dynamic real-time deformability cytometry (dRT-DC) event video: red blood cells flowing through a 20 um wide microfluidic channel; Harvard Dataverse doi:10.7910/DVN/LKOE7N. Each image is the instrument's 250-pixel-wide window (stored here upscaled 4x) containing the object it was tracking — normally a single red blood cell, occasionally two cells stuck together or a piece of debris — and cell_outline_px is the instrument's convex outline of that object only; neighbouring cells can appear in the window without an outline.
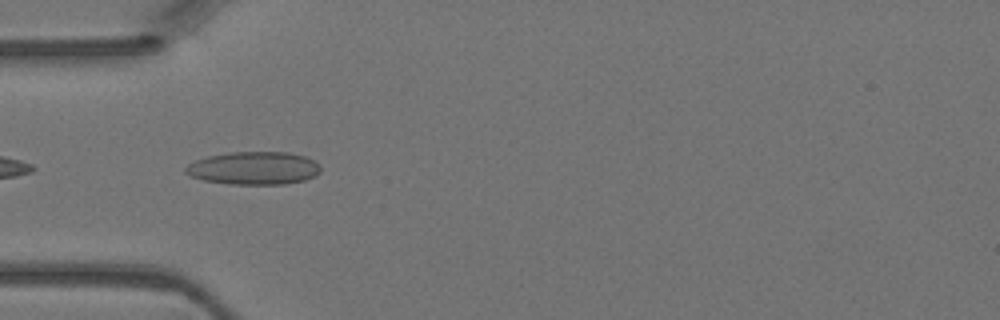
{"species": "Egyptian fruit bat (a non-hibernating species)", "species_latin": "Rousettus aegyptiacus", "temperature_condition": "warm", "stored_images_in_passage": 4, "camera_frame_rate_fps": 3000, "um_per_image_px": 0.085, "animal": {"sex": "female"}, "frame": {"image": 1, "passage_image": 2, "time_ms": 0.333, "image_size_px": [1000, 320], "cell_outline_px": [[320, 172], [316, 176], [304, 180], [284, 184], [228, 184], [204, 180], [188, 176], [184, 172], [184, 168], [188, 164], [196, 160], [208, 156], [228, 152], [288, 152], [304, 156], [320, 164]], "centroid_in_image_um": [21.55, 14.29], "position_along_channel_um": 63.4, "area_um2": 26.07}}
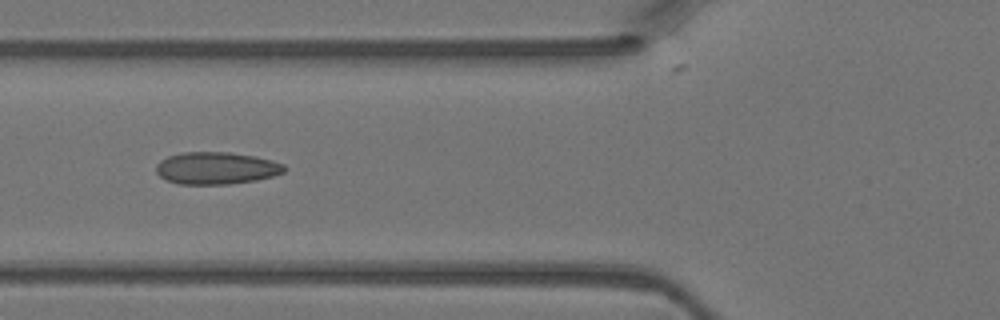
{"frame": {"image": 2, "passage_image": 3, "time_ms": 0.667, "image_size_px": [1000, 320], "cell_outline_px": [[288, 168], [284, 172], [272, 176], [256, 180], [228, 184], [180, 184], [168, 180], [160, 176], [156, 172], [156, 164], [160, 160], [168, 156], [184, 152], [228, 152], [256, 156], [272, 160], [284, 164]], "centroid_in_image_um": [18.41, 14.28], "position_along_channel_um": 107.4, "area_um2": 24.1}}